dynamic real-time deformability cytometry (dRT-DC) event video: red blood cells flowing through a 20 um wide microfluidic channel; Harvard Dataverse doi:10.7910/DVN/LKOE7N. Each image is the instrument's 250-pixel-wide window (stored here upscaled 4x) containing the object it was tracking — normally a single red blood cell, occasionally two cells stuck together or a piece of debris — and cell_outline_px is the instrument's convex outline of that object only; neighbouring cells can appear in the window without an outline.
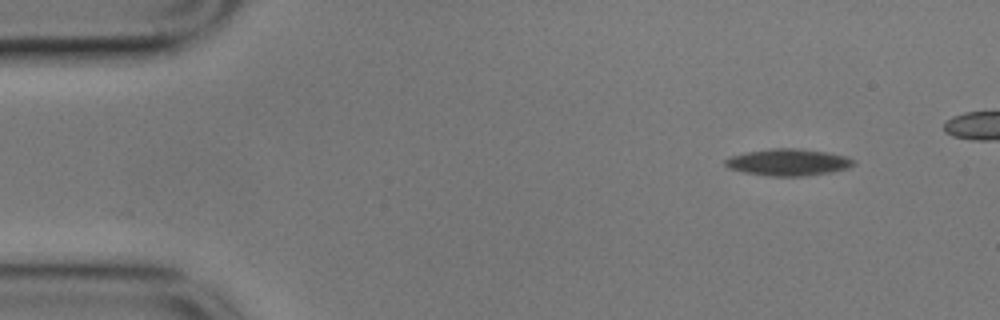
{"species": "common noctule bat (a hibernating species)", "species_latin": "Nyctalus noctula", "temperature_condition": "cold", "stored_images_in_passage": 46, "camera_frame_rate_fps": 3000, "um_per_image_px": 0.085, "animal": {"sex": "male", "body_mass_g": 17.9}, "frame": {"image": 1, "passage_image": 1, "time_ms": 0.0, "image_size_px": [1000, 320], "cell_outline_px": [[856, 164], [848, 168], [832, 172], [804, 176], [772, 176], [744, 172], [728, 168], [724, 164], [724, 160], [732, 156], [748, 152], [772, 148], [800, 148], [828, 152], [848, 156], [856, 160]], "centroid_in_image_um": [67.07, 13.79], "position_along_channel_um": 17.9, "area_um2": 20.17}}
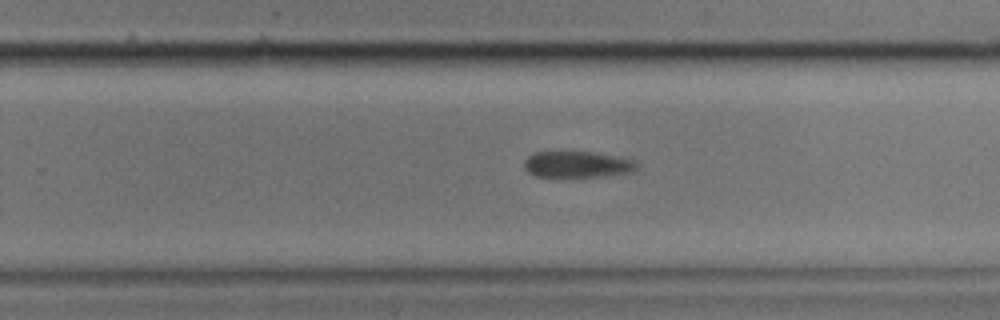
{"frame": {"image": 2, "passage_image": 31, "time_ms": 10.0, "image_size_px": [1000, 320], "cell_outline_px": [[636, 168], [632, 172], [604, 176], [572, 180], [536, 176], [528, 172], [524, 168], [524, 160], [528, 156], [536, 152], [600, 152], [636, 160]], "centroid_in_image_um": [49.06, 14.02], "position_along_channel_um": 280.7, "area_um2": 18.21}}
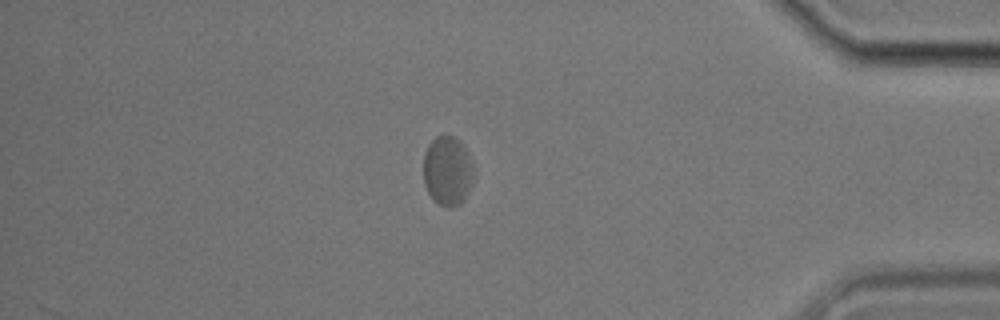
{"frame": {"image": 3, "passage_image": 44, "time_ms": 14.333, "image_size_px": [1000, 320], "cell_outline_px": [[472, 180], [468, 192], [464, 200], [460, 204], [452, 208], [448, 208], [440, 204], [428, 192], [424, 184], [424, 152], [428, 144], [436, 136], [444, 132], [448, 132], [456, 136], [460, 140], [468, 152], [472, 164]], "centroid_in_image_um": [38.04, 14.45], "position_along_channel_um": 397.2, "area_um2": 20.63}, "authors_computed_cell_mechanics": {"area_um2": 20.0277, "velocity_mm_per_s": 3.4786, "shape_relaxation_time_tau1_ms": 2.3064, "shape_relaxation_time_tau2_ms": 4.5999, "deformation_change_tau1": 0.0687, "deformation_change_tau2": 0.0731}}